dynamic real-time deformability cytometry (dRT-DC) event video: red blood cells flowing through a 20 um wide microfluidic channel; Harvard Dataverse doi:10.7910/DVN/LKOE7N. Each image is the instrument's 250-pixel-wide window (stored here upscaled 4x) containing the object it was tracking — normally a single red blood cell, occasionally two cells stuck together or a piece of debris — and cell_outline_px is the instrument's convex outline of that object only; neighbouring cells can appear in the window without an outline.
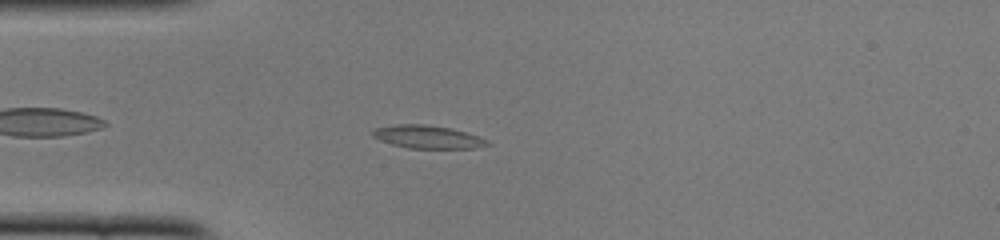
{"species": "common noctule bat (a hibernating species)", "species_latin": "Nyctalus noctula", "temperature_condition": "cold", "stored_images_in_passage": 43, "camera_frame_rate_fps": 3000, "um_per_image_px": 0.085, "animal": {"sex": "female", "body_mass_g": 22.0, "forearm_length_mm": 56.7}, "frame": {"image": 1, "passage_image": 6, "time_ms": 1.667, "image_size_px": [1000, 240], "cell_outline_px": [[492, 144], [476, 148], [408, 148], [392, 144], [380, 140], [372, 136], [372, 132], [376, 128], [396, 124], [424, 124], [452, 128], [488, 140]], "centroid_in_image_um": [36.35, 11.64], "position_along_channel_um": 48.6, "area_um2": 15.26}}
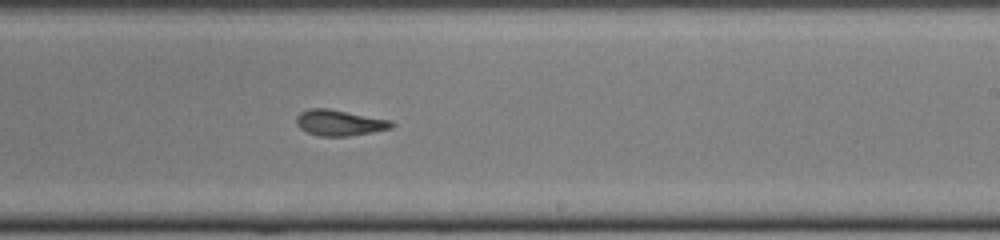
{"frame": {"image": 2, "passage_image": 23, "time_ms": 7.333, "image_size_px": [1000, 240], "cell_outline_px": [[396, 124], [392, 128], [372, 132], [348, 136], [320, 136], [308, 132], [300, 128], [296, 124], [296, 116], [300, 112], [308, 108], [328, 108], [392, 120]], "centroid_in_image_um": [28.87, 10.42], "position_along_channel_um": 260.1, "area_um2": 14.45}}
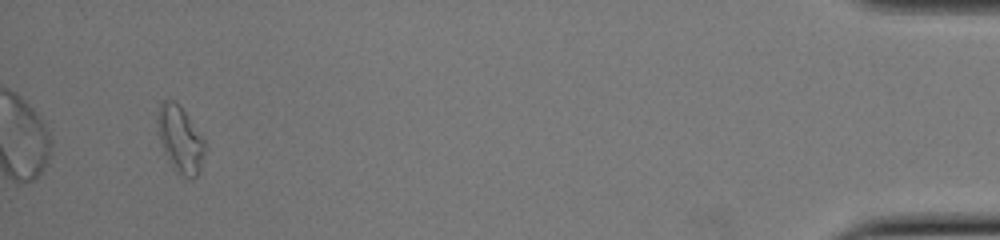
{"frame": {"image": 3, "passage_image": 41, "time_ms": 13.333, "image_size_px": [1000, 240], "cell_outline_px": [[208, 148], [200, 172], [196, 176], [180, 176], [172, 168], [164, 152], [160, 140], [156, 120], [156, 116], [160, 104], [164, 100], [176, 100], [180, 104], [204, 140]], "centroid_in_image_um": [15.33, 11.84], "position_along_channel_um": 419.9, "area_um2": 18.73}, "authors_computed_cell_mechanics": {"area_um2": 14.9124, "velocity_mm_per_s": 3.9271, "shape_relaxation_time_tau1_ms": null, "shape_relaxation_time_tau2_ms": 2.4881, "deformation_change_tau1": null, "deformation_change_tau2": 0.0925}}